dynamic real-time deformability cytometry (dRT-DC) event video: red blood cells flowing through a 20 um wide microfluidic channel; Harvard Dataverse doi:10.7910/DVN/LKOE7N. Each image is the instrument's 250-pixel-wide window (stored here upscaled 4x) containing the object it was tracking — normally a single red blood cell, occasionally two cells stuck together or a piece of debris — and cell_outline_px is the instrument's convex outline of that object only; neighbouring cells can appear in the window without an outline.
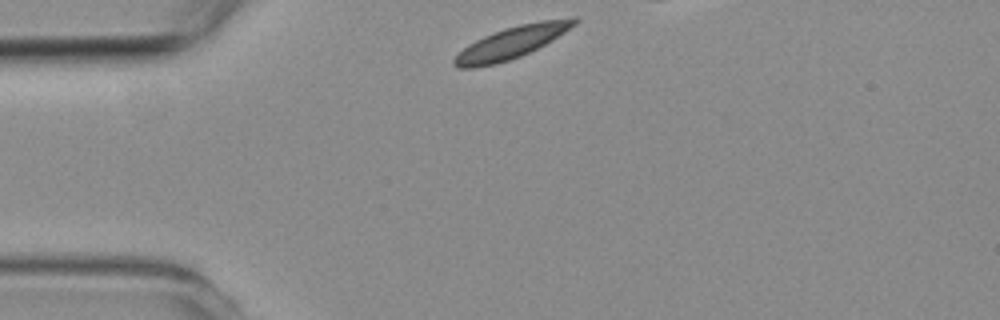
{"species": "common noctule bat (a hibernating species)", "species_latin": "Nyctalus noctula", "temperature_condition": "room temperature", "stored_images_in_passage": 3, "camera_frame_rate_fps": 3000, "um_per_image_px": 0.085, "animal": {"sex": "female", "body_mass_g": 19.3, "forearm_length_mm": 54.1}, "frame": {"image": 1, "passage_image": 1, "time_ms": 0.0, "image_size_px": [1000, 320], "cell_outline_px": [[580, 20], [576, 24], [552, 40], [520, 56], [496, 64], [476, 68], [456, 68], [452, 64], [452, 60], [468, 44], [484, 36], [504, 28], [520, 24], [540, 20], [572, 16], [576, 16]], "centroid_in_image_um": [43.5, 3.59], "position_along_channel_um": 41.5, "area_um2": 22.37}}